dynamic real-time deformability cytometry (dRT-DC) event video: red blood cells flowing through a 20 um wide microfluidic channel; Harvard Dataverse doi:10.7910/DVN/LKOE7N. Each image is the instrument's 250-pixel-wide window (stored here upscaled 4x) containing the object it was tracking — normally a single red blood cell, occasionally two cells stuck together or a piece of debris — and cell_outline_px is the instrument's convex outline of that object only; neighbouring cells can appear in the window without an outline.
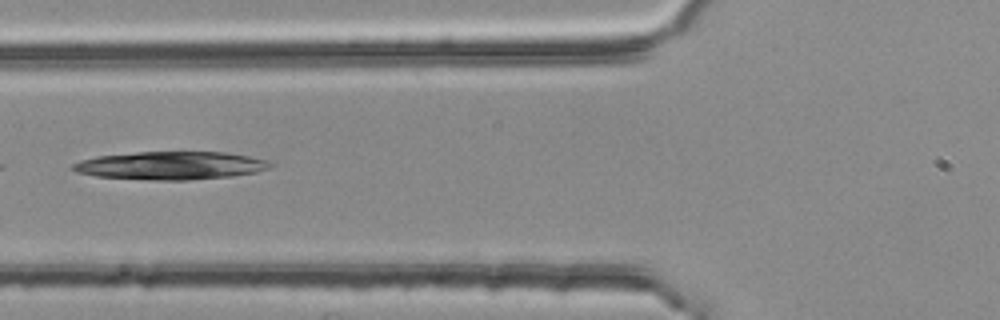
{"species": "common noctule bat (a hibernating species)", "species_latin": "Nyctalus noctula", "temperature_condition": "room temperature", "stored_images_in_passage": 4, "camera_frame_rate_fps": 3000, "um_per_image_px": 0.085, "animal": {"sex": "female", "body_mass_g": 25.1}, "frame": {"image": 1, "passage_image": 4, "time_ms": 1.0, "image_size_px": [1000, 320], "cell_outline_px": [[272, 164], [268, 168], [256, 172], [232, 176], [188, 180], [156, 180], [96, 176], [76, 172], [68, 168], [72, 164], [80, 160], [96, 156], [136, 152], [228, 152], [268, 160]], "centroid_in_image_um": [14.47, 14.07], "position_along_channel_um": 111.3, "area_um2": 32.31}}